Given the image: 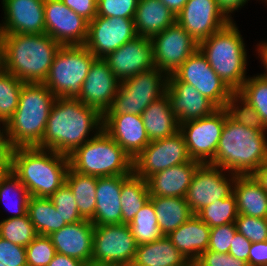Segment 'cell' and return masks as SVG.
Listing matches in <instances>:
<instances>
[{"label": "cell", "mask_w": 267, "mask_h": 266, "mask_svg": "<svg viewBox=\"0 0 267 266\" xmlns=\"http://www.w3.org/2000/svg\"><path fill=\"white\" fill-rule=\"evenodd\" d=\"M103 129V115L76 97H57L47 120L43 139L37 146L70 156L91 138V131Z\"/></svg>", "instance_id": "cell-1"}, {"label": "cell", "mask_w": 267, "mask_h": 266, "mask_svg": "<svg viewBox=\"0 0 267 266\" xmlns=\"http://www.w3.org/2000/svg\"><path fill=\"white\" fill-rule=\"evenodd\" d=\"M69 156L38 147L8 150V168L19 178L30 196L49 198L66 181Z\"/></svg>", "instance_id": "cell-2"}, {"label": "cell", "mask_w": 267, "mask_h": 266, "mask_svg": "<svg viewBox=\"0 0 267 266\" xmlns=\"http://www.w3.org/2000/svg\"><path fill=\"white\" fill-rule=\"evenodd\" d=\"M61 45L48 34H2V69L24 83H44Z\"/></svg>", "instance_id": "cell-3"}, {"label": "cell", "mask_w": 267, "mask_h": 266, "mask_svg": "<svg viewBox=\"0 0 267 266\" xmlns=\"http://www.w3.org/2000/svg\"><path fill=\"white\" fill-rule=\"evenodd\" d=\"M56 98L43 83L23 84L17 109L3 127L8 150L40 144Z\"/></svg>", "instance_id": "cell-4"}, {"label": "cell", "mask_w": 267, "mask_h": 266, "mask_svg": "<svg viewBox=\"0 0 267 266\" xmlns=\"http://www.w3.org/2000/svg\"><path fill=\"white\" fill-rule=\"evenodd\" d=\"M267 160V136L227 117L214 159L226 173L252 175Z\"/></svg>", "instance_id": "cell-5"}, {"label": "cell", "mask_w": 267, "mask_h": 266, "mask_svg": "<svg viewBox=\"0 0 267 266\" xmlns=\"http://www.w3.org/2000/svg\"><path fill=\"white\" fill-rule=\"evenodd\" d=\"M234 21L199 43V50L224 83L237 92L247 80V49Z\"/></svg>", "instance_id": "cell-6"}, {"label": "cell", "mask_w": 267, "mask_h": 266, "mask_svg": "<svg viewBox=\"0 0 267 266\" xmlns=\"http://www.w3.org/2000/svg\"><path fill=\"white\" fill-rule=\"evenodd\" d=\"M70 167L95 177L130 175L132 158L102 129L69 156Z\"/></svg>", "instance_id": "cell-7"}, {"label": "cell", "mask_w": 267, "mask_h": 266, "mask_svg": "<svg viewBox=\"0 0 267 266\" xmlns=\"http://www.w3.org/2000/svg\"><path fill=\"white\" fill-rule=\"evenodd\" d=\"M95 59L84 45L61 46L43 84L56 97H76Z\"/></svg>", "instance_id": "cell-8"}, {"label": "cell", "mask_w": 267, "mask_h": 266, "mask_svg": "<svg viewBox=\"0 0 267 266\" xmlns=\"http://www.w3.org/2000/svg\"><path fill=\"white\" fill-rule=\"evenodd\" d=\"M168 75L156 67L121 81L112 105L104 114L141 115L166 94Z\"/></svg>", "instance_id": "cell-9"}, {"label": "cell", "mask_w": 267, "mask_h": 266, "mask_svg": "<svg viewBox=\"0 0 267 266\" xmlns=\"http://www.w3.org/2000/svg\"><path fill=\"white\" fill-rule=\"evenodd\" d=\"M137 249L129 224L94 227L91 261L116 266H131Z\"/></svg>", "instance_id": "cell-10"}, {"label": "cell", "mask_w": 267, "mask_h": 266, "mask_svg": "<svg viewBox=\"0 0 267 266\" xmlns=\"http://www.w3.org/2000/svg\"><path fill=\"white\" fill-rule=\"evenodd\" d=\"M192 161L183 135L151 141L134 159L133 173L147 180L150 176L175 165Z\"/></svg>", "instance_id": "cell-11"}, {"label": "cell", "mask_w": 267, "mask_h": 266, "mask_svg": "<svg viewBox=\"0 0 267 266\" xmlns=\"http://www.w3.org/2000/svg\"><path fill=\"white\" fill-rule=\"evenodd\" d=\"M227 117L226 110L219 108L207 117L179 124L192 160L210 163L214 159Z\"/></svg>", "instance_id": "cell-12"}, {"label": "cell", "mask_w": 267, "mask_h": 266, "mask_svg": "<svg viewBox=\"0 0 267 266\" xmlns=\"http://www.w3.org/2000/svg\"><path fill=\"white\" fill-rule=\"evenodd\" d=\"M226 171L210 163L198 165L185 197L193 214L216 200L233 194L234 182L238 175L231 172L225 175Z\"/></svg>", "instance_id": "cell-13"}, {"label": "cell", "mask_w": 267, "mask_h": 266, "mask_svg": "<svg viewBox=\"0 0 267 266\" xmlns=\"http://www.w3.org/2000/svg\"><path fill=\"white\" fill-rule=\"evenodd\" d=\"M179 81L193 85L218 108H224L234 93L209 65L197 49L173 74Z\"/></svg>", "instance_id": "cell-14"}, {"label": "cell", "mask_w": 267, "mask_h": 266, "mask_svg": "<svg viewBox=\"0 0 267 266\" xmlns=\"http://www.w3.org/2000/svg\"><path fill=\"white\" fill-rule=\"evenodd\" d=\"M155 67L167 75L176 70L197 50L195 41L177 22L151 38Z\"/></svg>", "instance_id": "cell-15"}, {"label": "cell", "mask_w": 267, "mask_h": 266, "mask_svg": "<svg viewBox=\"0 0 267 266\" xmlns=\"http://www.w3.org/2000/svg\"><path fill=\"white\" fill-rule=\"evenodd\" d=\"M136 36L134 18L96 16L88 22V36L84 46L96 58H104Z\"/></svg>", "instance_id": "cell-16"}, {"label": "cell", "mask_w": 267, "mask_h": 266, "mask_svg": "<svg viewBox=\"0 0 267 266\" xmlns=\"http://www.w3.org/2000/svg\"><path fill=\"white\" fill-rule=\"evenodd\" d=\"M45 33L61 46L84 45L88 21L68 8L61 0H45Z\"/></svg>", "instance_id": "cell-17"}, {"label": "cell", "mask_w": 267, "mask_h": 266, "mask_svg": "<svg viewBox=\"0 0 267 266\" xmlns=\"http://www.w3.org/2000/svg\"><path fill=\"white\" fill-rule=\"evenodd\" d=\"M103 59L120 82L155 67L151 38L142 36H136Z\"/></svg>", "instance_id": "cell-18"}, {"label": "cell", "mask_w": 267, "mask_h": 266, "mask_svg": "<svg viewBox=\"0 0 267 266\" xmlns=\"http://www.w3.org/2000/svg\"><path fill=\"white\" fill-rule=\"evenodd\" d=\"M176 22L200 43L230 21L219 10L216 0H188L176 16Z\"/></svg>", "instance_id": "cell-19"}, {"label": "cell", "mask_w": 267, "mask_h": 266, "mask_svg": "<svg viewBox=\"0 0 267 266\" xmlns=\"http://www.w3.org/2000/svg\"><path fill=\"white\" fill-rule=\"evenodd\" d=\"M120 81L103 58H96L76 96L83 104L97 109L102 115L110 108Z\"/></svg>", "instance_id": "cell-20"}, {"label": "cell", "mask_w": 267, "mask_h": 266, "mask_svg": "<svg viewBox=\"0 0 267 266\" xmlns=\"http://www.w3.org/2000/svg\"><path fill=\"white\" fill-rule=\"evenodd\" d=\"M166 95L179 124L207 117L219 109L193 85L179 81L173 74L168 75Z\"/></svg>", "instance_id": "cell-21"}, {"label": "cell", "mask_w": 267, "mask_h": 266, "mask_svg": "<svg viewBox=\"0 0 267 266\" xmlns=\"http://www.w3.org/2000/svg\"><path fill=\"white\" fill-rule=\"evenodd\" d=\"M45 0H2L4 22L1 34L45 33Z\"/></svg>", "instance_id": "cell-22"}, {"label": "cell", "mask_w": 267, "mask_h": 266, "mask_svg": "<svg viewBox=\"0 0 267 266\" xmlns=\"http://www.w3.org/2000/svg\"><path fill=\"white\" fill-rule=\"evenodd\" d=\"M103 130L132 160L150 143L141 115L103 114Z\"/></svg>", "instance_id": "cell-23"}, {"label": "cell", "mask_w": 267, "mask_h": 266, "mask_svg": "<svg viewBox=\"0 0 267 266\" xmlns=\"http://www.w3.org/2000/svg\"><path fill=\"white\" fill-rule=\"evenodd\" d=\"M94 225L90 220L70 223L49 235L56 253L91 262Z\"/></svg>", "instance_id": "cell-24"}, {"label": "cell", "mask_w": 267, "mask_h": 266, "mask_svg": "<svg viewBox=\"0 0 267 266\" xmlns=\"http://www.w3.org/2000/svg\"><path fill=\"white\" fill-rule=\"evenodd\" d=\"M199 164V161L192 160L150 176L146 180L150 196L185 198Z\"/></svg>", "instance_id": "cell-25"}, {"label": "cell", "mask_w": 267, "mask_h": 266, "mask_svg": "<svg viewBox=\"0 0 267 266\" xmlns=\"http://www.w3.org/2000/svg\"><path fill=\"white\" fill-rule=\"evenodd\" d=\"M122 175L97 177L94 226L122 223Z\"/></svg>", "instance_id": "cell-26"}, {"label": "cell", "mask_w": 267, "mask_h": 266, "mask_svg": "<svg viewBox=\"0 0 267 266\" xmlns=\"http://www.w3.org/2000/svg\"><path fill=\"white\" fill-rule=\"evenodd\" d=\"M167 236L172 244L193 264L208 249L210 227L194 214Z\"/></svg>", "instance_id": "cell-27"}, {"label": "cell", "mask_w": 267, "mask_h": 266, "mask_svg": "<svg viewBox=\"0 0 267 266\" xmlns=\"http://www.w3.org/2000/svg\"><path fill=\"white\" fill-rule=\"evenodd\" d=\"M176 23V15L160 0H139L134 16L137 36L152 38Z\"/></svg>", "instance_id": "cell-28"}, {"label": "cell", "mask_w": 267, "mask_h": 266, "mask_svg": "<svg viewBox=\"0 0 267 266\" xmlns=\"http://www.w3.org/2000/svg\"><path fill=\"white\" fill-rule=\"evenodd\" d=\"M131 266H192L168 236L137 245Z\"/></svg>", "instance_id": "cell-29"}, {"label": "cell", "mask_w": 267, "mask_h": 266, "mask_svg": "<svg viewBox=\"0 0 267 266\" xmlns=\"http://www.w3.org/2000/svg\"><path fill=\"white\" fill-rule=\"evenodd\" d=\"M239 214L267 218V192L253 175H238L233 186Z\"/></svg>", "instance_id": "cell-30"}, {"label": "cell", "mask_w": 267, "mask_h": 266, "mask_svg": "<svg viewBox=\"0 0 267 266\" xmlns=\"http://www.w3.org/2000/svg\"><path fill=\"white\" fill-rule=\"evenodd\" d=\"M150 142L173 136L179 131L168 96L153 101L141 114Z\"/></svg>", "instance_id": "cell-31"}, {"label": "cell", "mask_w": 267, "mask_h": 266, "mask_svg": "<svg viewBox=\"0 0 267 266\" xmlns=\"http://www.w3.org/2000/svg\"><path fill=\"white\" fill-rule=\"evenodd\" d=\"M163 236L169 235L194 214L185 198L150 196Z\"/></svg>", "instance_id": "cell-32"}, {"label": "cell", "mask_w": 267, "mask_h": 266, "mask_svg": "<svg viewBox=\"0 0 267 266\" xmlns=\"http://www.w3.org/2000/svg\"><path fill=\"white\" fill-rule=\"evenodd\" d=\"M120 196L122 223L130 224L136 213L150 199L147 181L134 173L122 175Z\"/></svg>", "instance_id": "cell-33"}, {"label": "cell", "mask_w": 267, "mask_h": 266, "mask_svg": "<svg viewBox=\"0 0 267 266\" xmlns=\"http://www.w3.org/2000/svg\"><path fill=\"white\" fill-rule=\"evenodd\" d=\"M65 183L75 197L81 217L91 221L96 207L97 177L78 173L69 167Z\"/></svg>", "instance_id": "cell-34"}, {"label": "cell", "mask_w": 267, "mask_h": 266, "mask_svg": "<svg viewBox=\"0 0 267 266\" xmlns=\"http://www.w3.org/2000/svg\"><path fill=\"white\" fill-rule=\"evenodd\" d=\"M27 214L38 235L49 236L67 225L49 198L30 196Z\"/></svg>", "instance_id": "cell-35"}, {"label": "cell", "mask_w": 267, "mask_h": 266, "mask_svg": "<svg viewBox=\"0 0 267 266\" xmlns=\"http://www.w3.org/2000/svg\"><path fill=\"white\" fill-rule=\"evenodd\" d=\"M29 198L30 194L26 187L8 167L0 173V204L2 201L6 203L9 199L13 201V203L10 201L12 203L10 205H7L8 202L5 204L8 210L13 211V215L9 217L18 218L27 215Z\"/></svg>", "instance_id": "cell-36"}, {"label": "cell", "mask_w": 267, "mask_h": 266, "mask_svg": "<svg viewBox=\"0 0 267 266\" xmlns=\"http://www.w3.org/2000/svg\"><path fill=\"white\" fill-rule=\"evenodd\" d=\"M129 226L137 245L150 243L163 237L150 199L136 213Z\"/></svg>", "instance_id": "cell-37"}, {"label": "cell", "mask_w": 267, "mask_h": 266, "mask_svg": "<svg viewBox=\"0 0 267 266\" xmlns=\"http://www.w3.org/2000/svg\"><path fill=\"white\" fill-rule=\"evenodd\" d=\"M195 215L210 228L235 223L239 215L236 197L232 194L227 198L218 199L214 203L200 209Z\"/></svg>", "instance_id": "cell-38"}, {"label": "cell", "mask_w": 267, "mask_h": 266, "mask_svg": "<svg viewBox=\"0 0 267 266\" xmlns=\"http://www.w3.org/2000/svg\"><path fill=\"white\" fill-rule=\"evenodd\" d=\"M24 82L5 70H0V127L2 129L16 111Z\"/></svg>", "instance_id": "cell-39"}, {"label": "cell", "mask_w": 267, "mask_h": 266, "mask_svg": "<svg viewBox=\"0 0 267 266\" xmlns=\"http://www.w3.org/2000/svg\"><path fill=\"white\" fill-rule=\"evenodd\" d=\"M228 117L234 122L243 124L250 129L266 132L267 128L264 125L260 115L254 107L243 99L237 92H234L224 107Z\"/></svg>", "instance_id": "cell-40"}, {"label": "cell", "mask_w": 267, "mask_h": 266, "mask_svg": "<svg viewBox=\"0 0 267 266\" xmlns=\"http://www.w3.org/2000/svg\"><path fill=\"white\" fill-rule=\"evenodd\" d=\"M37 235L28 214L18 218L7 217L0 221V237L16 245L26 247Z\"/></svg>", "instance_id": "cell-41"}, {"label": "cell", "mask_w": 267, "mask_h": 266, "mask_svg": "<svg viewBox=\"0 0 267 266\" xmlns=\"http://www.w3.org/2000/svg\"><path fill=\"white\" fill-rule=\"evenodd\" d=\"M237 93L254 107L267 128V78L248 77Z\"/></svg>", "instance_id": "cell-42"}, {"label": "cell", "mask_w": 267, "mask_h": 266, "mask_svg": "<svg viewBox=\"0 0 267 266\" xmlns=\"http://www.w3.org/2000/svg\"><path fill=\"white\" fill-rule=\"evenodd\" d=\"M49 199L67 224L84 220L79 213L75 197L66 183L52 194Z\"/></svg>", "instance_id": "cell-43"}, {"label": "cell", "mask_w": 267, "mask_h": 266, "mask_svg": "<svg viewBox=\"0 0 267 266\" xmlns=\"http://www.w3.org/2000/svg\"><path fill=\"white\" fill-rule=\"evenodd\" d=\"M27 266H47L56 254L49 236L37 235L26 247Z\"/></svg>", "instance_id": "cell-44"}, {"label": "cell", "mask_w": 267, "mask_h": 266, "mask_svg": "<svg viewBox=\"0 0 267 266\" xmlns=\"http://www.w3.org/2000/svg\"><path fill=\"white\" fill-rule=\"evenodd\" d=\"M237 232L252 243L267 241V218L239 214L235 220Z\"/></svg>", "instance_id": "cell-45"}, {"label": "cell", "mask_w": 267, "mask_h": 266, "mask_svg": "<svg viewBox=\"0 0 267 266\" xmlns=\"http://www.w3.org/2000/svg\"><path fill=\"white\" fill-rule=\"evenodd\" d=\"M139 0H97V16L134 18Z\"/></svg>", "instance_id": "cell-46"}, {"label": "cell", "mask_w": 267, "mask_h": 266, "mask_svg": "<svg viewBox=\"0 0 267 266\" xmlns=\"http://www.w3.org/2000/svg\"><path fill=\"white\" fill-rule=\"evenodd\" d=\"M237 233L235 223L210 228V239L207 250L219 253H228L233 237Z\"/></svg>", "instance_id": "cell-47"}, {"label": "cell", "mask_w": 267, "mask_h": 266, "mask_svg": "<svg viewBox=\"0 0 267 266\" xmlns=\"http://www.w3.org/2000/svg\"><path fill=\"white\" fill-rule=\"evenodd\" d=\"M0 262L5 266H27L25 247L0 237Z\"/></svg>", "instance_id": "cell-48"}, {"label": "cell", "mask_w": 267, "mask_h": 266, "mask_svg": "<svg viewBox=\"0 0 267 266\" xmlns=\"http://www.w3.org/2000/svg\"><path fill=\"white\" fill-rule=\"evenodd\" d=\"M192 266H248L247 262L233 257L229 253L206 250Z\"/></svg>", "instance_id": "cell-49"}, {"label": "cell", "mask_w": 267, "mask_h": 266, "mask_svg": "<svg viewBox=\"0 0 267 266\" xmlns=\"http://www.w3.org/2000/svg\"><path fill=\"white\" fill-rule=\"evenodd\" d=\"M68 8L88 22L97 16V0H61Z\"/></svg>", "instance_id": "cell-50"}, {"label": "cell", "mask_w": 267, "mask_h": 266, "mask_svg": "<svg viewBox=\"0 0 267 266\" xmlns=\"http://www.w3.org/2000/svg\"><path fill=\"white\" fill-rule=\"evenodd\" d=\"M251 241L240 233H236L233 237V242L230 244L229 254L238 259H242L248 263Z\"/></svg>", "instance_id": "cell-51"}, {"label": "cell", "mask_w": 267, "mask_h": 266, "mask_svg": "<svg viewBox=\"0 0 267 266\" xmlns=\"http://www.w3.org/2000/svg\"><path fill=\"white\" fill-rule=\"evenodd\" d=\"M248 266H267V241L251 243Z\"/></svg>", "instance_id": "cell-52"}, {"label": "cell", "mask_w": 267, "mask_h": 266, "mask_svg": "<svg viewBox=\"0 0 267 266\" xmlns=\"http://www.w3.org/2000/svg\"><path fill=\"white\" fill-rule=\"evenodd\" d=\"M249 0H216L219 10L231 22L233 21L231 13L239 10Z\"/></svg>", "instance_id": "cell-53"}, {"label": "cell", "mask_w": 267, "mask_h": 266, "mask_svg": "<svg viewBox=\"0 0 267 266\" xmlns=\"http://www.w3.org/2000/svg\"><path fill=\"white\" fill-rule=\"evenodd\" d=\"M83 262L71 258L70 256L56 253L54 258L47 266H83Z\"/></svg>", "instance_id": "cell-54"}, {"label": "cell", "mask_w": 267, "mask_h": 266, "mask_svg": "<svg viewBox=\"0 0 267 266\" xmlns=\"http://www.w3.org/2000/svg\"><path fill=\"white\" fill-rule=\"evenodd\" d=\"M252 175L267 192V160Z\"/></svg>", "instance_id": "cell-55"}, {"label": "cell", "mask_w": 267, "mask_h": 266, "mask_svg": "<svg viewBox=\"0 0 267 266\" xmlns=\"http://www.w3.org/2000/svg\"><path fill=\"white\" fill-rule=\"evenodd\" d=\"M160 1L177 16L188 0H160Z\"/></svg>", "instance_id": "cell-56"}, {"label": "cell", "mask_w": 267, "mask_h": 266, "mask_svg": "<svg viewBox=\"0 0 267 266\" xmlns=\"http://www.w3.org/2000/svg\"><path fill=\"white\" fill-rule=\"evenodd\" d=\"M257 48L256 49L259 53L258 55L260 56V60L263 62L262 64L264 65V68H265V72H263L262 74H260L259 76H262L263 78H267V42H263L262 43L260 42L258 45H257Z\"/></svg>", "instance_id": "cell-57"}, {"label": "cell", "mask_w": 267, "mask_h": 266, "mask_svg": "<svg viewBox=\"0 0 267 266\" xmlns=\"http://www.w3.org/2000/svg\"><path fill=\"white\" fill-rule=\"evenodd\" d=\"M0 165H8V147L6 142H0Z\"/></svg>", "instance_id": "cell-58"}, {"label": "cell", "mask_w": 267, "mask_h": 266, "mask_svg": "<svg viewBox=\"0 0 267 266\" xmlns=\"http://www.w3.org/2000/svg\"><path fill=\"white\" fill-rule=\"evenodd\" d=\"M83 266H116V265L95 263L91 261V262L84 263Z\"/></svg>", "instance_id": "cell-59"}, {"label": "cell", "mask_w": 267, "mask_h": 266, "mask_svg": "<svg viewBox=\"0 0 267 266\" xmlns=\"http://www.w3.org/2000/svg\"><path fill=\"white\" fill-rule=\"evenodd\" d=\"M2 69V34L0 32V70Z\"/></svg>", "instance_id": "cell-60"}, {"label": "cell", "mask_w": 267, "mask_h": 266, "mask_svg": "<svg viewBox=\"0 0 267 266\" xmlns=\"http://www.w3.org/2000/svg\"><path fill=\"white\" fill-rule=\"evenodd\" d=\"M0 142H5V137H4V134H3V129H1V127H0Z\"/></svg>", "instance_id": "cell-61"}, {"label": "cell", "mask_w": 267, "mask_h": 266, "mask_svg": "<svg viewBox=\"0 0 267 266\" xmlns=\"http://www.w3.org/2000/svg\"><path fill=\"white\" fill-rule=\"evenodd\" d=\"M7 167L8 165H0V173L4 171Z\"/></svg>", "instance_id": "cell-62"}]
</instances>
